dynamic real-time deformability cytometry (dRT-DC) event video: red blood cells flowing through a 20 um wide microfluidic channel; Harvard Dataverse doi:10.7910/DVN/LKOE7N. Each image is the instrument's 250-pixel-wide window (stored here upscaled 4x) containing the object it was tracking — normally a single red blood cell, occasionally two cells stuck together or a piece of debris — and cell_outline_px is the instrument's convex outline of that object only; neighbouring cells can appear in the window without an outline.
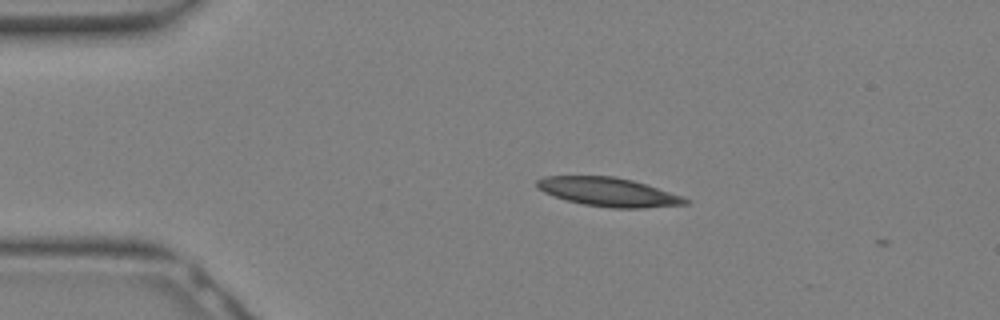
{"species": "Egyptian fruit bat (a non-hibernating species)", "species_latin": "Rousettus aegyptiacus", "temperature_condition": "warm", "stored_images_in_passage": 4, "camera_frame_rate_fps": 3000, "um_per_image_px": 0.085, "animal": {"sex": "female"}, "frame": {"image": 1, "passage_image": 2, "time_ms": 0.333, "image_size_px": [1000, 320], "cell_outline_px": [[692, 200], [688, 204], [644, 208], [612, 208], [584, 204], [564, 200], [544, 192], [536, 188], [536, 180], [544, 176], [612, 176], [632, 180]], "centroid_in_image_um": [51.66, 16.32], "position_along_channel_um": 33.3, "area_um2": 24.74}}